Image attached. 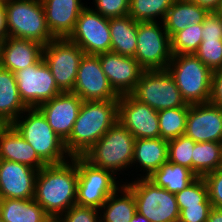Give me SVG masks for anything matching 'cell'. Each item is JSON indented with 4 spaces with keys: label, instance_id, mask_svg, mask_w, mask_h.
<instances>
[{
    "label": "cell",
    "instance_id": "obj_1",
    "mask_svg": "<svg viewBox=\"0 0 222 222\" xmlns=\"http://www.w3.org/2000/svg\"><path fill=\"white\" fill-rule=\"evenodd\" d=\"M78 168L76 156L41 168L36 176L34 200L47 215L60 216L76 205Z\"/></svg>",
    "mask_w": 222,
    "mask_h": 222
},
{
    "label": "cell",
    "instance_id": "obj_2",
    "mask_svg": "<svg viewBox=\"0 0 222 222\" xmlns=\"http://www.w3.org/2000/svg\"><path fill=\"white\" fill-rule=\"evenodd\" d=\"M118 121V100L83 101L64 142L71 157L83 156Z\"/></svg>",
    "mask_w": 222,
    "mask_h": 222
},
{
    "label": "cell",
    "instance_id": "obj_3",
    "mask_svg": "<svg viewBox=\"0 0 222 222\" xmlns=\"http://www.w3.org/2000/svg\"><path fill=\"white\" fill-rule=\"evenodd\" d=\"M135 141L136 138L117 121L83 157L95 167L111 171L119 179L124 174L130 177Z\"/></svg>",
    "mask_w": 222,
    "mask_h": 222
},
{
    "label": "cell",
    "instance_id": "obj_4",
    "mask_svg": "<svg viewBox=\"0 0 222 222\" xmlns=\"http://www.w3.org/2000/svg\"><path fill=\"white\" fill-rule=\"evenodd\" d=\"M12 125L47 165L64 163L71 158L64 141L37 108H27Z\"/></svg>",
    "mask_w": 222,
    "mask_h": 222
},
{
    "label": "cell",
    "instance_id": "obj_5",
    "mask_svg": "<svg viewBox=\"0 0 222 222\" xmlns=\"http://www.w3.org/2000/svg\"><path fill=\"white\" fill-rule=\"evenodd\" d=\"M167 70L186 104L209 102L213 72L195 54L172 55Z\"/></svg>",
    "mask_w": 222,
    "mask_h": 222
},
{
    "label": "cell",
    "instance_id": "obj_6",
    "mask_svg": "<svg viewBox=\"0 0 222 222\" xmlns=\"http://www.w3.org/2000/svg\"><path fill=\"white\" fill-rule=\"evenodd\" d=\"M8 37L46 45L54 39L41 0H5Z\"/></svg>",
    "mask_w": 222,
    "mask_h": 222
},
{
    "label": "cell",
    "instance_id": "obj_7",
    "mask_svg": "<svg viewBox=\"0 0 222 222\" xmlns=\"http://www.w3.org/2000/svg\"><path fill=\"white\" fill-rule=\"evenodd\" d=\"M134 195L136 211L150 222H178L180 211L176 195L156 186L148 178H133L123 183Z\"/></svg>",
    "mask_w": 222,
    "mask_h": 222
},
{
    "label": "cell",
    "instance_id": "obj_8",
    "mask_svg": "<svg viewBox=\"0 0 222 222\" xmlns=\"http://www.w3.org/2000/svg\"><path fill=\"white\" fill-rule=\"evenodd\" d=\"M76 165L78 168L76 205L82 207L99 210L107 198L128 178L119 179L111 171L95 167L83 156H76Z\"/></svg>",
    "mask_w": 222,
    "mask_h": 222
},
{
    "label": "cell",
    "instance_id": "obj_9",
    "mask_svg": "<svg viewBox=\"0 0 222 222\" xmlns=\"http://www.w3.org/2000/svg\"><path fill=\"white\" fill-rule=\"evenodd\" d=\"M131 95L157 111L189 107L167 69L144 70Z\"/></svg>",
    "mask_w": 222,
    "mask_h": 222
},
{
    "label": "cell",
    "instance_id": "obj_10",
    "mask_svg": "<svg viewBox=\"0 0 222 222\" xmlns=\"http://www.w3.org/2000/svg\"><path fill=\"white\" fill-rule=\"evenodd\" d=\"M144 70H166L172 59L170 36L163 22H138L134 57Z\"/></svg>",
    "mask_w": 222,
    "mask_h": 222
},
{
    "label": "cell",
    "instance_id": "obj_11",
    "mask_svg": "<svg viewBox=\"0 0 222 222\" xmlns=\"http://www.w3.org/2000/svg\"><path fill=\"white\" fill-rule=\"evenodd\" d=\"M84 52L68 38H54L43 46L42 57L62 92H72Z\"/></svg>",
    "mask_w": 222,
    "mask_h": 222
},
{
    "label": "cell",
    "instance_id": "obj_12",
    "mask_svg": "<svg viewBox=\"0 0 222 222\" xmlns=\"http://www.w3.org/2000/svg\"><path fill=\"white\" fill-rule=\"evenodd\" d=\"M22 102L27 108H37L62 91L41 57L34 65L14 72Z\"/></svg>",
    "mask_w": 222,
    "mask_h": 222
},
{
    "label": "cell",
    "instance_id": "obj_13",
    "mask_svg": "<svg viewBox=\"0 0 222 222\" xmlns=\"http://www.w3.org/2000/svg\"><path fill=\"white\" fill-rule=\"evenodd\" d=\"M90 6H86L80 12L74 30L68 39L77 44L88 55L110 52L109 18L103 17Z\"/></svg>",
    "mask_w": 222,
    "mask_h": 222
},
{
    "label": "cell",
    "instance_id": "obj_14",
    "mask_svg": "<svg viewBox=\"0 0 222 222\" xmlns=\"http://www.w3.org/2000/svg\"><path fill=\"white\" fill-rule=\"evenodd\" d=\"M72 93L83 101L119 100L102 70L98 55L84 54Z\"/></svg>",
    "mask_w": 222,
    "mask_h": 222
},
{
    "label": "cell",
    "instance_id": "obj_15",
    "mask_svg": "<svg viewBox=\"0 0 222 222\" xmlns=\"http://www.w3.org/2000/svg\"><path fill=\"white\" fill-rule=\"evenodd\" d=\"M118 121L136 138H159L158 111L149 107L131 94L118 100Z\"/></svg>",
    "mask_w": 222,
    "mask_h": 222
},
{
    "label": "cell",
    "instance_id": "obj_16",
    "mask_svg": "<svg viewBox=\"0 0 222 222\" xmlns=\"http://www.w3.org/2000/svg\"><path fill=\"white\" fill-rule=\"evenodd\" d=\"M185 136L195 142H222V108L211 102L189 105Z\"/></svg>",
    "mask_w": 222,
    "mask_h": 222
},
{
    "label": "cell",
    "instance_id": "obj_17",
    "mask_svg": "<svg viewBox=\"0 0 222 222\" xmlns=\"http://www.w3.org/2000/svg\"><path fill=\"white\" fill-rule=\"evenodd\" d=\"M102 70L114 91L119 95L131 94L144 71L134 57L112 51L99 54Z\"/></svg>",
    "mask_w": 222,
    "mask_h": 222
},
{
    "label": "cell",
    "instance_id": "obj_18",
    "mask_svg": "<svg viewBox=\"0 0 222 222\" xmlns=\"http://www.w3.org/2000/svg\"><path fill=\"white\" fill-rule=\"evenodd\" d=\"M83 100L72 92H62L37 109L43 114L53 131L65 142L77 119Z\"/></svg>",
    "mask_w": 222,
    "mask_h": 222
},
{
    "label": "cell",
    "instance_id": "obj_19",
    "mask_svg": "<svg viewBox=\"0 0 222 222\" xmlns=\"http://www.w3.org/2000/svg\"><path fill=\"white\" fill-rule=\"evenodd\" d=\"M38 170L18 162L1 160L0 199H32Z\"/></svg>",
    "mask_w": 222,
    "mask_h": 222
},
{
    "label": "cell",
    "instance_id": "obj_20",
    "mask_svg": "<svg viewBox=\"0 0 222 222\" xmlns=\"http://www.w3.org/2000/svg\"><path fill=\"white\" fill-rule=\"evenodd\" d=\"M83 0H41L47 27L54 38H68L80 12L88 5Z\"/></svg>",
    "mask_w": 222,
    "mask_h": 222
},
{
    "label": "cell",
    "instance_id": "obj_21",
    "mask_svg": "<svg viewBox=\"0 0 222 222\" xmlns=\"http://www.w3.org/2000/svg\"><path fill=\"white\" fill-rule=\"evenodd\" d=\"M168 161V141L159 138L136 139L131 165V179L147 178ZM136 165V166H135ZM135 169V170H134ZM134 170V171H133ZM137 170V171H136ZM139 170V171H138ZM139 172V174H137ZM136 174V176H133Z\"/></svg>",
    "mask_w": 222,
    "mask_h": 222
},
{
    "label": "cell",
    "instance_id": "obj_22",
    "mask_svg": "<svg viewBox=\"0 0 222 222\" xmlns=\"http://www.w3.org/2000/svg\"><path fill=\"white\" fill-rule=\"evenodd\" d=\"M0 159L25 164L38 171L47 165L12 124H0Z\"/></svg>",
    "mask_w": 222,
    "mask_h": 222
},
{
    "label": "cell",
    "instance_id": "obj_23",
    "mask_svg": "<svg viewBox=\"0 0 222 222\" xmlns=\"http://www.w3.org/2000/svg\"><path fill=\"white\" fill-rule=\"evenodd\" d=\"M41 43L8 37L0 43V67L11 72L34 65L43 53Z\"/></svg>",
    "mask_w": 222,
    "mask_h": 222
},
{
    "label": "cell",
    "instance_id": "obj_24",
    "mask_svg": "<svg viewBox=\"0 0 222 222\" xmlns=\"http://www.w3.org/2000/svg\"><path fill=\"white\" fill-rule=\"evenodd\" d=\"M208 12L191 0H175L163 20L164 28L171 38L189 25L202 23Z\"/></svg>",
    "mask_w": 222,
    "mask_h": 222
},
{
    "label": "cell",
    "instance_id": "obj_25",
    "mask_svg": "<svg viewBox=\"0 0 222 222\" xmlns=\"http://www.w3.org/2000/svg\"><path fill=\"white\" fill-rule=\"evenodd\" d=\"M26 109L14 73L0 67V124H12Z\"/></svg>",
    "mask_w": 222,
    "mask_h": 222
},
{
    "label": "cell",
    "instance_id": "obj_26",
    "mask_svg": "<svg viewBox=\"0 0 222 222\" xmlns=\"http://www.w3.org/2000/svg\"><path fill=\"white\" fill-rule=\"evenodd\" d=\"M111 51L123 56L135 57L138 22L130 15L109 18Z\"/></svg>",
    "mask_w": 222,
    "mask_h": 222
},
{
    "label": "cell",
    "instance_id": "obj_27",
    "mask_svg": "<svg viewBox=\"0 0 222 222\" xmlns=\"http://www.w3.org/2000/svg\"><path fill=\"white\" fill-rule=\"evenodd\" d=\"M100 222H130L136 212L133 193L122 184L100 207Z\"/></svg>",
    "mask_w": 222,
    "mask_h": 222
},
{
    "label": "cell",
    "instance_id": "obj_28",
    "mask_svg": "<svg viewBox=\"0 0 222 222\" xmlns=\"http://www.w3.org/2000/svg\"><path fill=\"white\" fill-rule=\"evenodd\" d=\"M147 178L156 186L165 188L169 192L176 194L185 189L198 176L184 166L167 161Z\"/></svg>",
    "mask_w": 222,
    "mask_h": 222
},
{
    "label": "cell",
    "instance_id": "obj_29",
    "mask_svg": "<svg viewBox=\"0 0 222 222\" xmlns=\"http://www.w3.org/2000/svg\"><path fill=\"white\" fill-rule=\"evenodd\" d=\"M0 216L4 222H42L47 216L32 199H0Z\"/></svg>",
    "mask_w": 222,
    "mask_h": 222
},
{
    "label": "cell",
    "instance_id": "obj_30",
    "mask_svg": "<svg viewBox=\"0 0 222 222\" xmlns=\"http://www.w3.org/2000/svg\"><path fill=\"white\" fill-rule=\"evenodd\" d=\"M222 167V143L195 142L192 156V171L204 177Z\"/></svg>",
    "mask_w": 222,
    "mask_h": 222
},
{
    "label": "cell",
    "instance_id": "obj_31",
    "mask_svg": "<svg viewBox=\"0 0 222 222\" xmlns=\"http://www.w3.org/2000/svg\"><path fill=\"white\" fill-rule=\"evenodd\" d=\"M175 0H130L129 14L136 22H163Z\"/></svg>",
    "mask_w": 222,
    "mask_h": 222
},
{
    "label": "cell",
    "instance_id": "obj_32",
    "mask_svg": "<svg viewBox=\"0 0 222 222\" xmlns=\"http://www.w3.org/2000/svg\"><path fill=\"white\" fill-rule=\"evenodd\" d=\"M189 107H176L158 111L160 137L165 140L185 134Z\"/></svg>",
    "mask_w": 222,
    "mask_h": 222
},
{
    "label": "cell",
    "instance_id": "obj_33",
    "mask_svg": "<svg viewBox=\"0 0 222 222\" xmlns=\"http://www.w3.org/2000/svg\"><path fill=\"white\" fill-rule=\"evenodd\" d=\"M202 23L192 24L171 38L172 55L194 54L202 42Z\"/></svg>",
    "mask_w": 222,
    "mask_h": 222
},
{
    "label": "cell",
    "instance_id": "obj_34",
    "mask_svg": "<svg viewBox=\"0 0 222 222\" xmlns=\"http://www.w3.org/2000/svg\"><path fill=\"white\" fill-rule=\"evenodd\" d=\"M177 205L181 212L186 207L211 204L208 196V187L203 177H198L185 189L176 194Z\"/></svg>",
    "mask_w": 222,
    "mask_h": 222
},
{
    "label": "cell",
    "instance_id": "obj_35",
    "mask_svg": "<svg viewBox=\"0 0 222 222\" xmlns=\"http://www.w3.org/2000/svg\"><path fill=\"white\" fill-rule=\"evenodd\" d=\"M195 141L185 135L168 140V162L192 170V156Z\"/></svg>",
    "mask_w": 222,
    "mask_h": 222
},
{
    "label": "cell",
    "instance_id": "obj_36",
    "mask_svg": "<svg viewBox=\"0 0 222 222\" xmlns=\"http://www.w3.org/2000/svg\"><path fill=\"white\" fill-rule=\"evenodd\" d=\"M194 54L212 72L222 69V40L202 41Z\"/></svg>",
    "mask_w": 222,
    "mask_h": 222
},
{
    "label": "cell",
    "instance_id": "obj_37",
    "mask_svg": "<svg viewBox=\"0 0 222 222\" xmlns=\"http://www.w3.org/2000/svg\"><path fill=\"white\" fill-rule=\"evenodd\" d=\"M130 0H93L91 8L106 18L123 17L129 14ZM95 6V7H94Z\"/></svg>",
    "mask_w": 222,
    "mask_h": 222
},
{
    "label": "cell",
    "instance_id": "obj_38",
    "mask_svg": "<svg viewBox=\"0 0 222 222\" xmlns=\"http://www.w3.org/2000/svg\"><path fill=\"white\" fill-rule=\"evenodd\" d=\"M60 218L62 222H100V212L96 208L74 205Z\"/></svg>",
    "mask_w": 222,
    "mask_h": 222
},
{
    "label": "cell",
    "instance_id": "obj_39",
    "mask_svg": "<svg viewBox=\"0 0 222 222\" xmlns=\"http://www.w3.org/2000/svg\"><path fill=\"white\" fill-rule=\"evenodd\" d=\"M208 187L209 201L212 207L222 208V167L203 177Z\"/></svg>",
    "mask_w": 222,
    "mask_h": 222
},
{
    "label": "cell",
    "instance_id": "obj_40",
    "mask_svg": "<svg viewBox=\"0 0 222 222\" xmlns=\"http://www.w3.org/2000/svg\"><path fill=\"white\" fill-rule=\"evenodd\" d=\"M202 27V41L222 40V21L214 11L208 12Z\"/></svg>",
    "mask_w": 222,
    "mask_h": 222
},
{
    "label": "cell",
    "instance_id": "obj_41",
    "mask_svg": "<svg viewBox=\"0 0 222 222\" xmlns=\"http://www.w3.org/2000/svg\"><path fill=\"white\" fill-rule=\"evenodd\" d=\"M211 208V204L186 207L180 212L178 222H206Z\"/></svg>",
    "mask_w": 222,
    "mask_h": 222
},
{
    "label": "cell",
    "instance_id": "obj_42",
    "mask_svg": "<svg viewBox=\"0 0 222 222\" xmlns=\"http://www.w3.org/2000/svg\"><path fill=\"white\" fill-rule=\"evenodd\" d=\"M209 102L222 108V69L214 71L212 74L211 96Z\"/></svg>",
    "mask_w": 222,
    "mask_h": 222
},
{
    "label": "cell",
    "instance_id": "obj_43",
    "mask_svg": "<svg viewBox=\"0 0 222 222\" xmlns=\"http://www.w3.org/2000/svg\"><path fill=\"white\" fill-rule=\"evenodd\" d=\"M8 38L6 9L4 1L0 2V43Z\"/></svg>",
    "mask_w": 222,
    "mask_h": 222
},
{
    "label": "cell",
    "instance_id": "obj_44",
    "mask_svg": "<svg viewBox=\"0 0 222 222\" xmlns=\"http://www.w3.org/2000/svg\"><path fill=\"white\" fill-rule=\"evenodd\" d=\"M194 3H197L201 7L206 8L209 12L215 11L222 0H191Z\"/></svg>",
    "mask_w": 222,
    "mask_h": 222
},
{
    "label": "cell",
    "instance_id": "obj_45",
    "mask_svg": "<svg viewBox=\"0 0 222 222\" xmlns=\"http://www.w3.org/2000/svg\"><path fill=\"white\" fill-rule=\"evenodd\" d=\"M206 222H222V208L212 207Z\"/></svg>",
    "mask_w": 222,
    "mask_h": 222
},
{
    "label": "cell",
    "instance_id": "obj_46",
    "mask_svg": "<svg viewBox=\"0 0 222 222\" xmlns=\"http://www.w3.org/2000/svg\"><path fill=\"white\" fill-rule=\"evenodd\" d=\"M130 222H150L145 216H142L139 212H135Z\"/></svg>",
    "mask_w": 222,
    "mask_h": 222
},
{
    "label": "cell",
    "instance_id": "obj_47",
    "mask_svg": "<svg viewBox=\"0 0 222 222\" xmlns=\"http://www.w3.org/2000/svg\"><path fill=\"white\" fill-rule=\"evenodd\" d=\"M42 222H62L60 216L47 215Z\"/></svg>",
    "mask_w": 222,
    "mask_h": 222
},
{
    "label": "cell",
    "instance_id": "obj_48",
    "mask_svg": "<svg viewBox=\"0 0 222 222\" xmlns=\"http://www.w3.org/2000/svg\"><path fill=\"white\" fill-rule=\"evenodd\" d=\"M220 20L222 21V2L219 4L218 8L214 11Z\"/></svg>",
    "mask_w": 222,
    "mask_h": 222
}]
</instances>
